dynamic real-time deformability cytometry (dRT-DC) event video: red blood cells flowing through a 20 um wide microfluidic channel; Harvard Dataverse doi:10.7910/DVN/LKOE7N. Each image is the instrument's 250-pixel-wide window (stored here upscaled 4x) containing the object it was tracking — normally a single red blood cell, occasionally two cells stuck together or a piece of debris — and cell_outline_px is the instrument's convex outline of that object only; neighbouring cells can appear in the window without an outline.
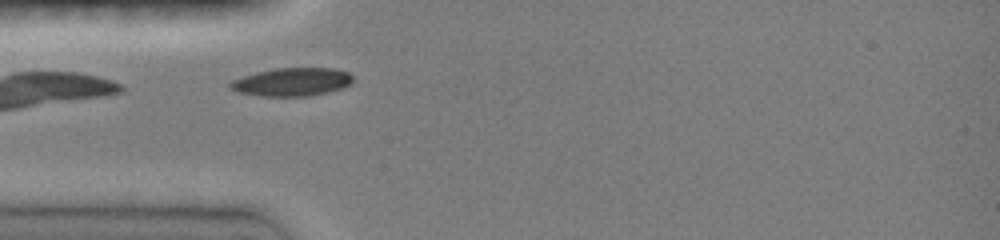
{"species": "common noctule bat (a hibernating species)", "species_latin": "Nyctalus noctula", "temperature_condition": "room temperature", "stored_images_in_passage": 28, "camera_frame_rate_fps": 3000, "um_per_image_px": 0.085, "animal": {"sex": "female", "body_mass_g": 19.0, "forearm_length_mm": 51.5}, "frame": {"image": 1, "passage_image": 1, "time_ms": 0.0, "image_size_px": [1000, 240], "cell_outline_px": [[352, 84], [328, 92], [308, 96], [260, 96], [240, 92], [228, 88], [228, 84], [232, 80], [256, 72], [276, 68], [332, 68], [348, 72], [352, 76]], "centroid_in_image_um": [24.81, 6.96], "position_along_channel_um": 60.2, "area_um2": 20.11}}
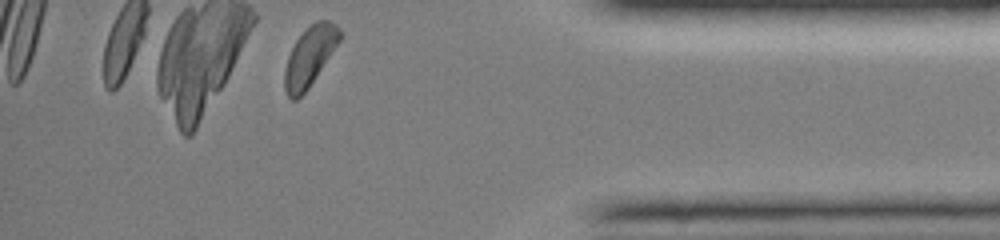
{"frame": {"image": 2, "passage_image": 28, "time_ms": 9.0, "image_size_px": [1000, 240], "cell_outline_px": [[340, 40], [308, 88], [296, 100], [292, 100], [288, 96], [284, 88], [284, 72], [288, 56], [296, 40], [316, 20], [328, 20], [336, 24], [340, 28]], "centroid_in_image_um": [26.31, 4.79], "position_along_channel_um": 408.9, "area_um2": 18.61}, "authors_computed_cell_mechanics": {"area_um2": 19.8832, "velocity_mm_per_s": 4.1012, "shape_relaxation_time_tau1_ms": 1.137, "shape_relaxation_time_tau2_ms": null, "deformation_change_tau1": 0.0706, "deformation_change_tau2": null}}